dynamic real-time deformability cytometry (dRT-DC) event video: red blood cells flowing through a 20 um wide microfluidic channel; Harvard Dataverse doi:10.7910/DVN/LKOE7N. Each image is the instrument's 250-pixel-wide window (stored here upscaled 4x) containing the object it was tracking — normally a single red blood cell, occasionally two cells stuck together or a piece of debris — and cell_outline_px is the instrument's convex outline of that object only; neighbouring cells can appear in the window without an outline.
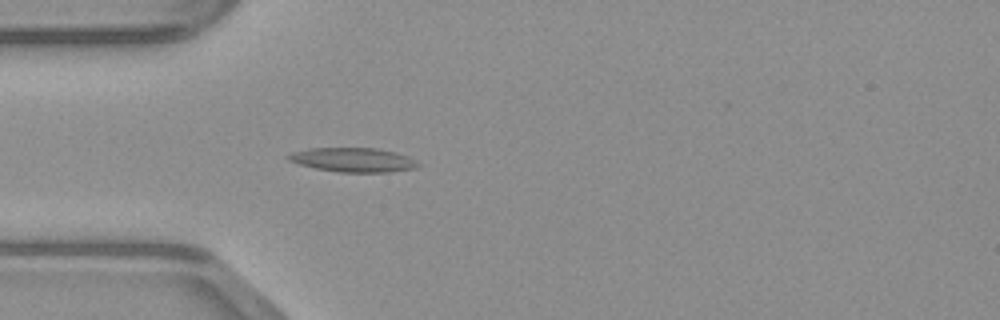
{"species": "common noctule bat (a hibernating species)", "species_latin": "Nyctalus noctula", "temperature_condition": "warm", "stored_images_in_passage": 48, "camera_frame_rate_fps": 3000, "um_per_image_px": 0.085, "animal": {"sex": "male", "body_mass_g": 23.1, "forearm_length_mm": 52.7}, "frame": {"image": 1, "passage_image": 14, "time_ms": 4.333, "image_size_px": [1000, 320], "cell_outline_px": [[420, 164], [412, 168], [388, 172], [336, 172], [316, 168], [300, 164], [288, 160], [284, 156], [292, 152], [312, 148], [376, 148], [396, 152], [408, 156]], "centroid_in_image_um": [29.98, 13.58], "position_along_channel_um": 55.0, "area_um2": 18.15}}
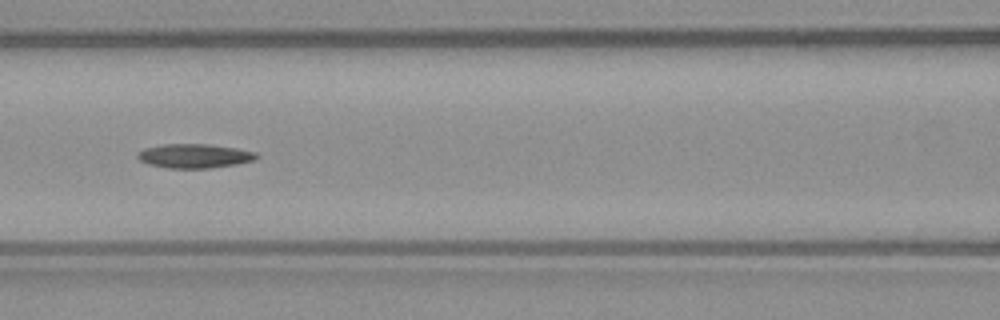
{"frame": {"image": 2, "passage_image": 21, "time_ms": 6.667, "image_size_px": [1000, 320], "cell_outline_px": [[260, 156], [252, 160], [236, 164], [208, 168], [168, 168], [148, 164], [140, 160], [136, 156], [136, 152], [144, 148], [164, 144], [208, 144], [236, 148], [256, 152]], "centroid_in_image_um": [16.49, 13.25], "position_along_channel_um": 150.1, "area_um2": 16.7}}
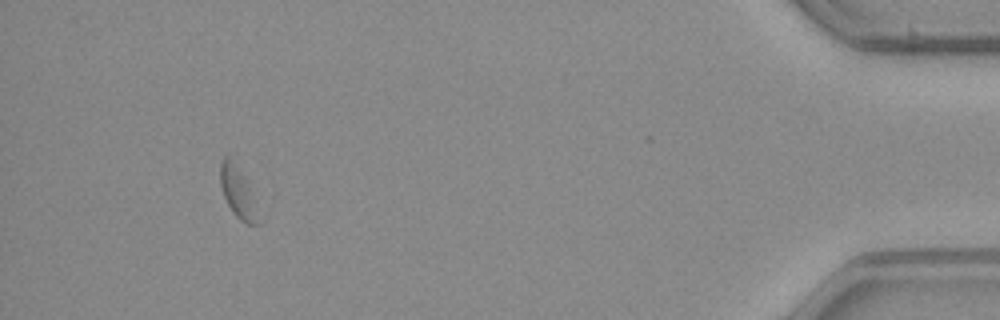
{"frame": {"image": 3, "passage_image": 45, "time_ms": 14.667, "image_size_px": [1000, 320], "cell_outline_px": [[264, 220], [260, 224], [248, 224], [240, 220], [232, 212], [224, 196], [220, 184], [220, 160], [228, 152], [232, 152], [244, 176]], "centroid_in_image_um": [20.25, 16.28], "position_along_channel_um": 414.9, "area_um2": 12.2}}